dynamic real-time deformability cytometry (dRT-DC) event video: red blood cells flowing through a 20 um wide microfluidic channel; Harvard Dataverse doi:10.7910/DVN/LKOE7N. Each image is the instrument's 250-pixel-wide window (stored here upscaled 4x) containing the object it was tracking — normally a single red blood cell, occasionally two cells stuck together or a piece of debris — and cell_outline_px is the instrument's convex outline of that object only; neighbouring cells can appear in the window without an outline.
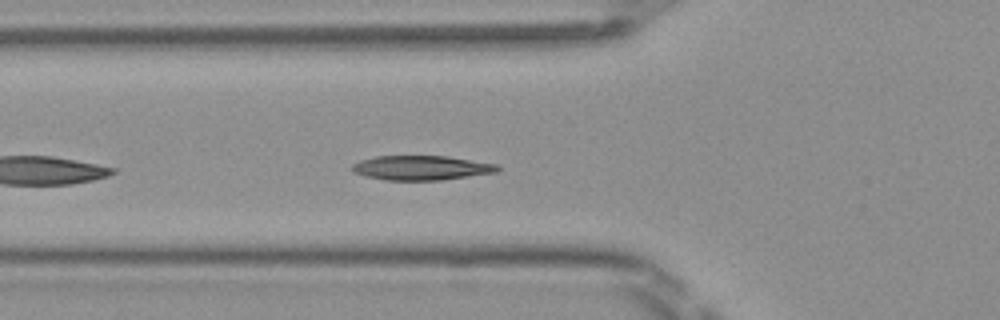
{"species": "Egyptian fruit bat (a non-hibernating species)", "species_latin": "Rousettus aegyptiacus", "temperature_condition": "room temperature", "stored_images_in_passage": 27, "camera_frame_rate_fps": 3000, "um_per_image_px": 0.085, "frame": {"image": 1, "passage_image": 5, "time_ms": 1.333, "image_size_px": [1000, 320], "cell_outline_px": [[500, 168], [496, 172], [440, 180], [384, 180], [352, 172], [352, 164], [360, 160], [376, 156], [448, 156], [496, 164]], "centroid_in_image_um": [35.79, 14.26], "position_along_channel_um": 90.0, "area_um2": 20.58}}
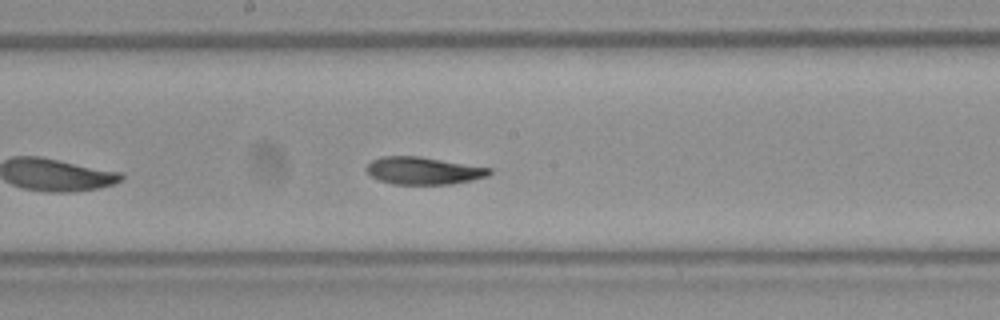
{"frame": {"image": 2, "passage_image": 14, "time_ms": 4.333, "image_size_px": [1000, 320], "cell_outline_px": [[492, 172], [488, 176], [472, 180], [452, 184], [396, 184], [380, 180], [372, 176], [368, 172], [368, 164], [372, 160], [380, 156], [420, 156], [492, 168]], "centroid_in_image_um": [36.04, 14.5], "position_along_channel_um": 212.2, "area_um2": 19.54}}
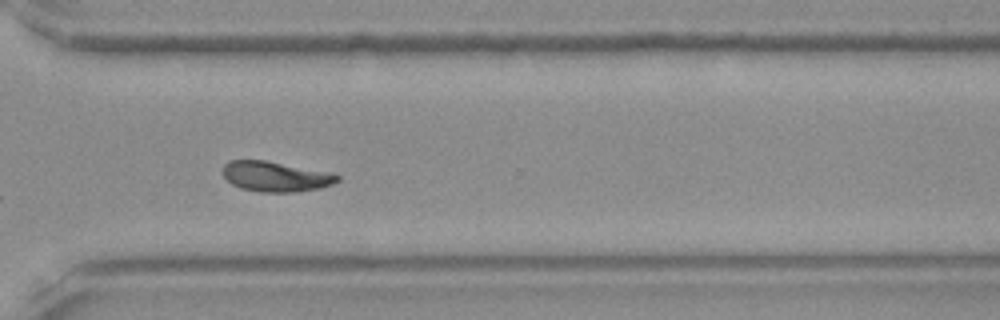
{"frame": {"image": 3, "passage_image": 24, "time_ms": 7.667, "image_size_px": [1000, 320], "cell_outline_px": [[340, 180], [332, 184], [320, 188], [296, 192], [260, 192], [240, 188], [232, 184], [220, 172], [224, 164], [228, 160], [264, 160], [324, 172], [340, 176]], "centroid_in_image_um": [23.34, 15.01], "position_along_channel_um": 347.3, "area_um2": 19.94}, "authors_computed_cell_mechanics": {"area_um2": 20.0566, "velocity_mm_per_s": 4.057, "shape_relaxation_time_tau1_ms": 4.0514, "shape_relaxation_time_tau2_ms": 2.8332, "deformation_change_tau1": 0.1481, "deformation_change_tau2": 0.0852}}